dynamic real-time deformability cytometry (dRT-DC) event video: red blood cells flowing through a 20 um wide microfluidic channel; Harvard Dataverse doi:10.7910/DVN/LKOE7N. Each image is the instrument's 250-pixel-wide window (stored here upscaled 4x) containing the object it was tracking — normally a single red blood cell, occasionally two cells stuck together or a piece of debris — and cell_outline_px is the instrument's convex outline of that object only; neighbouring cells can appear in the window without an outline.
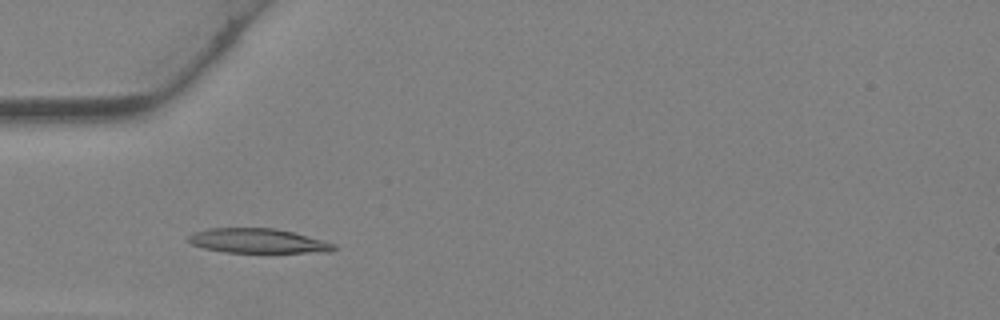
{"species": "Egyptian fruit bat (a non-hibernating species)", "species_latin": "Rousettus aegyptiacus", "temperature_condition": "warm", "stored_images_in_passage": 22, "camera_frame_rate_fps": 3000, "um_per_image_px": 0.085, "animal": {"sex": "female"}, "frame": {"image": 1, "passage_image": 6, "time_ms": 1.667, "image_size_px": [1000, 320], "cell_outline_px": [[336, 248], [304, 252], [224, 252], [204, 248], [192, 244], [184, 240], [188, 236], [196, 232], [208, 228], [276, 228], [292, 232], [336, 244]], "centroid_in_image_um": [21.77, 20.45], "position_along_channel_um": 63.2, "area_um2": 20.29}}
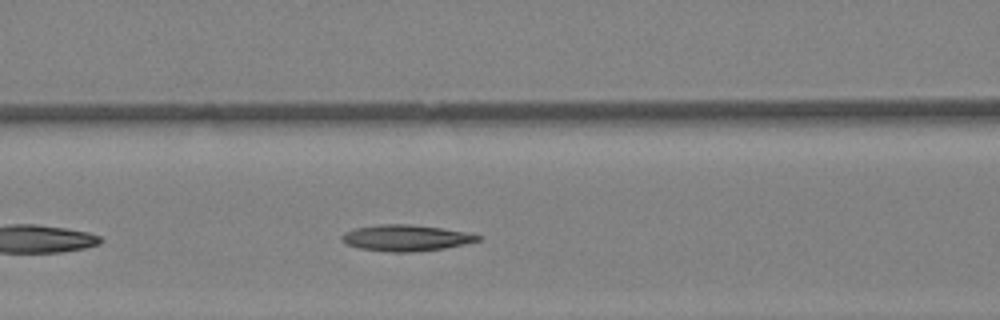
{"frame": {"image": 2, "passage_image": 10, "time_ms": 3.0, "image_size_px": [1000, 320], "cell_outline_px": [[480, 240], [464, 244], [444, 248], [412, 252], [388, 252], [360, 248], [344, 244], [340, 240], [340, 236], [344, 232], [356, 228], [380, 224], [408, 224], [472, 232], [480, 236]], "centroid_in_image_um": [34.48, 20.22], "position_along_channel_um": 132.1, "area_um2": 20.87}}
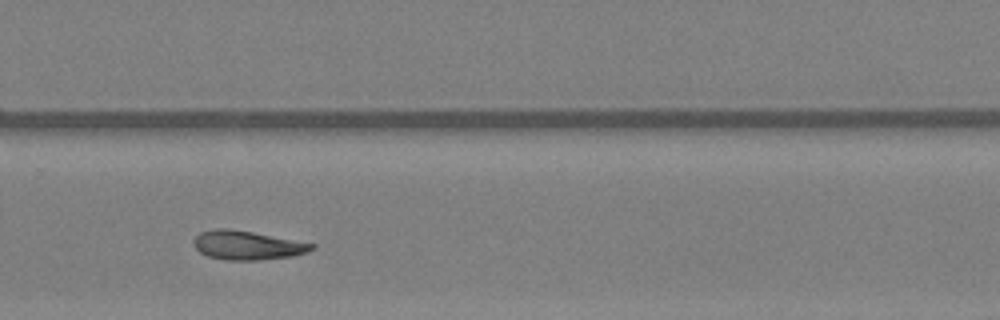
{"frame": {"image": 3, "passage_image": 20, "time_ms": 6.333, "image_size_px": [1000, 320], "cell_outline_px": [[316, 248], [308, 252], [292, 256], [256, 260], [224, 260], [208, 256], [200, 252], [192, 244], [192, 240], [200, 232], [216, 228], [228, 228], [252, 232], [316, 244]], "centroid_in_image_um": [21.0, 20.84], "position_along_channel_um": 308.8, "area_um2": 19.94}}